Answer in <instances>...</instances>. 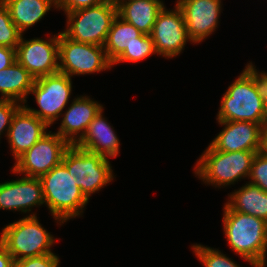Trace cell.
<instances>
[{
    "mask_svg": "<svg viewBox=\"0 0 267 267\" xmlns=\"http://www.w3.org/2000/svg\"><path fill=\"white\" fill-rule=\"evenodd\" d=\"M223 232L231 250L252 267L267 266V222L223 207Z\"/></svg>",
    "mask_w": 267,
    "mask_h": 267,
    "instance_id": "1",
    "label": "cell"
},
{
    "mask_svg": "<svg viewBox=\"0 0 267 267\" xmlns=\"http://www.w3.org/2000/svg\"><path fill=\"white\" fill-rule=\"evenodd\" d=\"M45 206L58 225L82 216L89 200L77 186L75 176L69 174L61 162L40 177Z\"/></svg>",
    "mask_w": 267,
    "mask_h": 267,
    "instance_id": "2",
    "label": "cell"
},
{
    "mask_svg": "<svg viewBox=\"0 0 267 267\" xmlns=\"http://www.w3.org/2000/svg\"><path fill=\"white\" fill-rule=\"evenodd\" d=\"M259 151L223 152L210 144L194 166L196 177L204 184L215 188L234 185L236 181L249 177L254 156Z\"/></svg>",
    "mask_w": 267,
    "mask_h": 267,
    "instance_id": "3",
    "label": "cell"
},
{
    "mask_svg": "<svg viewBox=\"0 0 267 267\" xmlns=\"http://www.w3.org/2000/svg\"><path fill=\"white\" fill-rule=\"evenodd\" d=\"M31 213L18 221L6 225L0 235V241L12 255L14 261L54 253L50 248L55 239Z\"/></svg>",
    "mask_w": 267,
    "mask_h": 267,
    "instance_id": "4",
    "label": "cell"
},
{
    "mask_svg": "<svg viewBox=\"0 0 267 267\" xmlns=\"http://www.w3.org/2000/svg\"><path fill=\"white\" fill-rule=\"evenodd\" d=\"M265 102L250 76L243 70L223 94L217 121H245L264 128Z\"/></svg>",
    "mask_w": 267,
    "mask_h": 267,
    "instance_id": "5",
    "label": "cell"
},
{
    "mask_svg": "<svg viewBox=\"0 0 267 267\" xmlns=\"http://www.w3.org/2000/svg\"><path fill=\"white\" fill-rule=\"evenodd\" d=\"M62 163L69 174L75 176L78 188L88 200L91 194L110 184L115 177L108 158L77 145L69 146L64 153Z\"/></svg>",
    "mask_w": 267,
    "mask_h": 267,
    "instance_id": "6",
    "label": "cell"
},
{
    "mask_svg": "<svg viewBox=\"0 0 267 267\" xmlns=\"http://www.w3.org/2000/svg\"><path fill=\"white\" fill-rule=\"evenodd\" d=\"M66 28L62 31L68 38L82 43L104 46L112 22L117 16L114 1L66 12Z\"/></svg>",
    "mask_w": 267,
    "mask_h": 267,
    "instance_id": "7",
    "label": "cell"
},
{
    "mask_svg": "<svg viewBox=\"0 0 267 267\" xmlns=\"http://www.w3.org/2000/svg\"><path fill=\"white\" fill-rule=\"evenodd\" d=\"M71 93L72 79L68 75L57 72L42 76L35 79L29 92V95H34L39 110L29 107L27 103L23 106L50 127L61 117L63 109L70 101Z\"/></svg>",
    "mask_w": 267,
    "mask_h": 267,
    "instance_id": "8",
    "label": "cell"
},
{
    "mask_svg": "<svg viewBox=\"0 0 267 267\" xmlns=\"http://www.w3.org/2000/svg\"><path fill=\"white\" fill-rule=\"evenodd\" d=\"M59 72L69 77L95 74L110 70L112 62L108 59L103 46L82 43L59 33Z\"/></svg>",
    "mask_w": 267,
    "mask_h": 267,
    "instance_id": "9",
    "label": "cell"
},
{
    "mask_svg": "<svg viewBox=\"0 0 267 267\" xmlns=\"http://www.w3.org/2000/svg\"><path fill=\"white\" fill-rule=\"evenodd\" d=\"M70 144L57 133L48 131L16 161L13 174L40 178L62 162Z\"/></svg>",
    "mask_w": 267,
    "mask_h": 267,
    "instance_id": "10",
    "label": "cell"
},
{
    "mask_svg": "<svg viewBox=\"0 0 267 267\" xmlns=\"http://www.w3.org/2000/svg\"><path fill=\"white\" fill-rule=\"evenodd\" d=\"M150 36L157 55L166 59L180 55L187 42L191 43L183 12L177 4L169 11L166 5L163 7L156 17Z\"/></svg>",
    "mask_w": 267,
    "mask_h": 267,
    "instance_id": "11",
    "label": "cell"
},
{
    "mask_svg": "<svg viewBox=\"0 0 267 267\" xmlns=\"http://www.w3.org/2000/svg\"><path fill=\"white\" fill-rule=\"evenodd\" d=\"M59 33L48 40H25L23 34L16 48V60L36 79L59 72Z\"/></svg>",
    "mask_w": 267,
    "mask_h": 267,
    "instance_id": "12",
    "label": "cell"
},
{
    "mask_svg": "<svg viewBox=\"0 0 267 267\" xmlns=\"http://www.w3.org/2000/svg\"><path fill=\"white\" fill-rule=\"evenodd\" d=\"M222 0H177L192 43L203 42L216 31L222 12Z\"/></svg>",
    "mask_w": 267,
    "mask_h": 267,
    "instance_id": "13",
    "label": "cell"
},
{
    "mask_svg": "<svg viewBox=\"0 0 267 267\" xmlns=\"http://www.w3.org/2000/svg\"><path fill=\"white\" fill-rule=\"evenodd\" d=\"M224 126L210 145L218 151H261L263 127L245 121H217Z\"/></svg>",
    "mask_w": 267,
    "mask_h": 267,
    "instance_id": "14",
    "label": "cell"
},
{
    "mask_svg": "<svg viewBox=\"0 0 267 267\" xmlns=\"http://www.w3.org/2000/svg\"><path fill=\"white\" fill-rule=\"evenodd\" d=\"M45 205L40 178L22 176L0 183V210L31 212L32 207Z\"/></svg>",
    "mask_w": 267,
    "mask_h": 267,
    "instance_id": "15",
    "label": "cell"
},
{
    "mask_svg": "<svg viewBox=\"0 0 267 267\" xmlns=\"http://www.w3.org/2000/svg\"><path fill=\"white\" fill-rule=\"evenodd\" d=\"M71 101L68 109L61 115L62 121L56 133L70 145H76L85 135L94 117L104 107L86 95L77 96Z\"/></svg>",
    "mask_w": 267,
    "mask_h": 267,
    "instance_id": "16",
    "label": "cell"
},
{
    "mask_svg": "<svg viewBox=\"0 0 267 267\" xmlns=\"http://www.w3.org/2000/svg\"><path fill=\"white\" fill-rule=\"evenodd\" d=\"M49 126L36 115L29 112L23 105L13 116L7 134L12 156L16 161L47 133Z\"/></svg>",
    "mask_w": 267,
    "mask_h": 267,
    "instance_id": "17",
    "label": "cell"
},
{
    "mask_svg": "<svg viewBox=\"0 0 267 267\" xmlns=\"http://www.w3.org/2000/svg\"><path fill=\"white\" fill-rule=\"evenodd\" d=\"M103 110L104 108L94 117L85 135L76 145L108 159L116 158L120 151V141L115 130L102 115Z\"/></svg>",
    "mask_w": 267,
    "mask_h": 267,
    "instance_id": "18",
    "label": "cell"
},
{
    "mask_svg": "<svg viewBox=\"0 0 267 267\" xmlns=\"http://www.w3.org/2000/svg\"><path fill=\"white\" fill-rule=\"evenodd\" d=\"M163 0H124L117 4V15L140 32L150 35Z\"/></svg>",
    "mask_w": 267,
    "mask_h": 267,
    "instance_id": "19",
    "label": "cell"
},
{
    "mask_svg": "<svg viewBox=\"0 0 267 267\" xmlns=\"http://www.w3.org/2000/svg\"><path fill=\"white\" fill-rule=\"evenodd\" d=\"M2 1L7 6L12 22L22 34L47 15L51 8L57 9V0Z\"/></svg>",
    "mask_w": 267,
    "mask_h": 267,
    "instance_id": "20",
    "label": "cell"
},
{
    "mask_svg": "<svg viewBox=\"0 0 267 267\" xmlns=\"http://www.w3.org/2000/svg\"><path fill=\"white\" fill-rule=\"evenodd\" d=\"M224 205L229 210L252 215L267 222V192L249 182L230 193Z\"/></svg>",
    "mask_w": 267,
    "mask_h": 267,
    "instance_id": "21",
    "label": "cell"
},
{
    "mask_svg": "<svg viewBox=\"0 0 267 267\" xmlns=\"http://www.w3.org/2000/svg\"><path fill=\"white\" fill-rule=\"evenodd\" d=\"M35 78L16 60L0 71V99L27 103Z\"/></svg>",
    "mask_w": 267,
    "mask_h": 267,
    "instance_id": "22",
    "label": "cell"
},
{
    "mask_svg": "<svg viewBox=\"0 0 267 267\" xmlns=\"http://www.w3.org/2000/svg\"><path fill=\"white\" fill-rule=\"evenodd\" d=\"M141 34L142 32L136 27L117 15L112 22L103 46L108 59L113 62L126 48L137 41V37Z\"/></svg>",
    "mask_w": 267,
    "mask_h": 267,
    "instance_id": "23",
    "label": "cell"
},
{
    "mask_svg": "<svg viewBox=\"0 0 267 267\" xmlns=\"http://www.w3.org/2000/svg\"><path fill=\"white\" fill-rule=\"evenodd\" d=\"M153 54L157 53L151 36L142 33L139 37H137V41H135L129 48H126L112 62V66H114V64H119L122 62L136 63L150 57Z\"/></svg>",
    "mask_w": 267,
    "mask_h": 267,
    "instance_id": "24",
    "label": "cell"
},
{
    "mask_svg": "<svg viewBox=\"0 0 267 267\" xmlns=\"http://www.w3.org/2000/svg\"><path fill=\"white\" fill-rule=\"evenodd\" d=\"M198 260L205 267H242L236 261L223 254L221 250L201 244L191 246Z\"/></svg>",
    "mask_w": 267,
    "mask_h": 267,
    "instance_id": "25",
    "label": "cell"
},
{
    "mask_svg": "<svg viewBox=\"0 0 267 267\" xmlns=\"http://www.w3.org/2000/svg\"><path fill=\"white\" fill-rule=\"evenodd\" d=\"M22 33L10 18L7 6L0 0V46L17 48Z\"/></svg>",
    "mask_w": 267,
    "mask_h": 267,
    "instance_id": "26",
    "label": "cell"
},
{
    "mask_svg": "<svg viewBox=\"0 0 267 267\" xmlns=\"http://www.w3.org/2000/svg\"><path fill=\"white\" fill-rule=\"evenodd\" d=\"M248 179L249 183L267 192V155L262 151L254 156Z\"/></svg>",
    "mask_w": 267,
    "mask_h": 267,
    "instance_id": "27",
    "label": "cell"
},
{
    "mask_svg": "<svg viewBox=\"0 0 267 267\" xmlns=\"http://www.w3.org/2000/svg\"><path fill=\"white\" fill-rule=\"evenodd\" d=\"M21 106L17 101L0 99V140L3 134L7 137L13 116Z\"/></svg>",
    "mask_w": 267,
    "mask_h": 267,
    "instance_id": "28",
    "label": "cell"
},
{
    "mask_svg": "<svg viewBox=\"0 0 267 267\" xmlns=\"http://www.w3.org/2000/svg\"><path fill=\"white\" fill-rule=\"evenodd\" d=\"M60 258L55 253L15 260L13 267H59Z\"/></svg>",
    "mask_w": 267,
    "mask_h": 267,
    "instance_id": "29",
    "label": "cell"
},
{
    "mask_svg": "<svg viewBox=\"0 0 267 267\" xmlns=\"http://www.w3.org/2000/svg\"><path fill=\"white\" fill-rule=\"evenodd\" d=\"M252 79L255 88L258 92V95L261 99L266 102L267 101V72H259L255 65H253L252 61L249 62L245 69H243Z\"/></svg>",
    "mask_w": 267,
    "mask_h": 267,
    "instance_id": "30",
    "label": "cell"
},
{
    "mask_svg": "<svg viewBox=\"0 0 267 267\" xmlns=\"http://www.w3.org/2000/svg\"><path fill=\"white\" fill-rule=\"evenodd\" d=\"M113 0H57V10H62L64 13L72 12L77 9L92 7L103 3H108Z\"/></svg>",
    "mask_w": 267,
    "mask_h": 267,
    "instance_id": "31",
    "label": "cell"
},
{
    "mask_svg": "<svg viewBox=\"0 0 267 267\" xmlns=\"http://www.w3.org/2000/svg\"><path fill=\"white\" fill-rule=\"evenodd\" d=\"M16 61V49L0 46V71Z\"/></svg>",
    "mask_w": 267,
    "mask_h": 267,
    "instance_id": "32",
    "label": "cell"
},
{
    "mask_svg": "<svg viewBox=\"0 0 267 267\" xmlns=\"http://www.w3.org/2000/svg\"><path fill=\"white\" fill-rule=\"evenodd\" d=\"M14 259L0 241V267H13Z\"/></svg>",
    "mask_w": 267,
    "mask_h": 267,
    "instance_id": "33",
    "label": "cell"
},
{
    "mask_svg": "<svg viewBox=\"0 0 267 267\" xmlns=\"http://www.w3.org/2000/svg\"><path fill=\"white\" fill-rule=\"evenodd\" d=\"M261 151L267 155V128L263 129V135H262V148Z\"/></svg>",
    "mask_w": 267,
    "mask_h": 267,
    "instance_id": "34",
    "label": "cell"
},
{
    "mask_svg": "<svg viewBox=\"0 0 267 267\" xmlns=\"http://www.w3.org/2000/svg\"><path fill=\"white\" fill-rule=\"evenodd\" d=\"M264 128H267V101L265 102Z\"/></svg>",
    "mask_w": 267,
    "mask_h": 267,
    "instance_id": "35",
    "label": "cell"
},
{
    "mask_svg": "<svg viewBox=\"0 0 267 267\" xmlns=\"http://www.w3.org/2000/svg\"><path fill=\"white\" fill-rule=\"evenodd\" d=\"M115 3H116V5L120 2V1H124V0H113Z\"/></svg>",
    "mask_w": 267,
    "mask_h": 267,
    "instance_id": "36",
    "label": "cell"
}]
</instances>
